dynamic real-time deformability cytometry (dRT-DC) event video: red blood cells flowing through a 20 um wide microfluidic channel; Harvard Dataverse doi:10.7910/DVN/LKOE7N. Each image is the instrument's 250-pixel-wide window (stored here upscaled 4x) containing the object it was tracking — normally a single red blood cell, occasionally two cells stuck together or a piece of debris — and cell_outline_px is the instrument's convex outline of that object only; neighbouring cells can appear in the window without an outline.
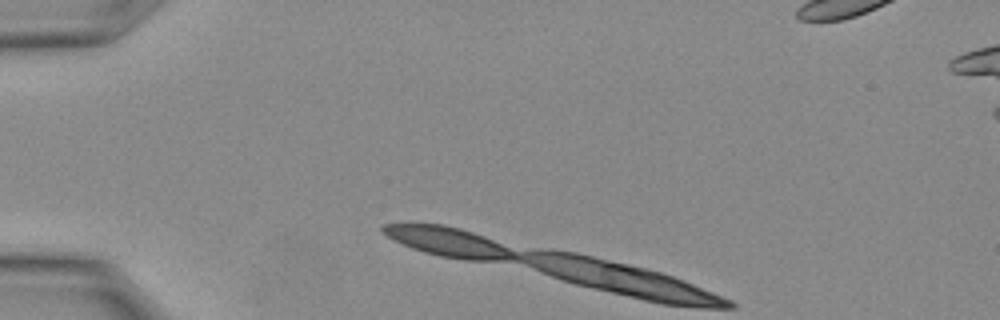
{"species": "Egyptian fruit bat (a non-hibernating species)", "species_latin": "Rousettus aegyptiacus", "temperature_condition": "warm", "stored_images_in_passage": 6, "camera_frame_rate_fps": 3000, "um_per_image_px": 0.085, "animal": {"sex": "female"}, "frame": {"image": 1, "passage_image": 1, "time_ms": 0.0, "image_size_px": [1000, 320], "cell_outline_px": [[732, 304], [672, 304], [652, 300], [600, 288], [568, 280], [556, 276], [540, 268], [536, 264], [540, 252], [564, 252], [584, 256], [656, 272], [668, 276], [688, 284], [716, 296]], "centroid_in_image_um": [53.02, 23.74], "position_along_channel_um": 32.0, "area_um2": 32.02}}